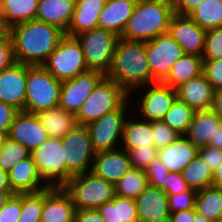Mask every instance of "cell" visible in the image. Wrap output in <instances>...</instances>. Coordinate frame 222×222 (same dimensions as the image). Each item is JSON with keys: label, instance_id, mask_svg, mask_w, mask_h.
Listing matches in <instances>:
<instances>
[{"label": "cell", "instance_id": "obj_40", "mask_svg": "<svg viewBox=\"0 0 222 222\" xmlns=\"http://www.w3.org/2000/svg\"><path fill=\"white\" fill-rule=\"evenodd\" d=\"M131 166L139 170H145L158 157V149L155 146L139 147L126 150Z\"/></svg>", "mask_w": 222, "mask_h": 222}, {"label": "cell", "instance_id": "obj_25", "mask_svg": "<svg viewBox=\"0 0 222 222\" xmlns=\"http://www.w3.org/2000/svg\"><path fill=\"white\" fill-rule=\"evenodd\" d=\"M76 0H39L35 20L56 26L66 33Z\"/></svg>", "mask_w": 222, "mask_h": 222}, {"label": "cell", "instance_id": "obj_15", "mask_svg": "<svg viewBox=\"0 0 222 222\" xmlns=\"http://www.w3.org/2000/svg\"><path fill=\"white\" fill-rule=\"evenodd\" d=\"M167 33L183 48L185 54L202 56L206 30L202 29L188 15L174 14Z\"/></svg>", "mask_w": 222, "mask_h": 222}, {"label": "cell", "instance_id": "obj_51", "mask_svg": "<svg viewBox=\"0 0 222 222\" xmlns=\"http://www.w3.org/2000/svg\"><path fill=\"white\" fill-rule=\"evenodd\" d=\"M174 14L189 15L197 6L205 0H170Z\"/></svg>", "mask_w": 222, "mask_h": 222}, {"label": "cell", "instance_id": "obj_6", "mask_svg": "<svg viewBox=\"0 0 222 222\" xmlns=\"http://www.w3.org/2000/svg\"><path fill=\"white\" fill-rule=\"evenodd\" d=\"M61 86L42 65H27L25 111L37 114L58 106Z\"/></svg>", "mask_w": 222, "mask_h": 222}, {"label": "cell", "instance_id": "obj_61", "mask_svg": "<svg viewBox=\"0 0 222 222\" xmlns=\"http://www.w3.org/2000/svg\"><path fill=\"white\" fill-rule=\"evenodd\" d=\"M193 222H213V221L206 219L204 216H201L196 213L193 218Z\"/></svg>", "mask_w": 222, "mask_h": 222}, {"label": "cell", "instance_id": "obj_1", "mask_svg": "<svg viewBox=\"0 0 222 222\" xmlns=\"http://www.w3.org/2000/svg\"><path fill=\"white\" fill-rule=\"evenodd\" d=\"M8 33L15 61L27 65H42L65 36L56 26L37 20L16 24Z\"/></svg>", "mask_w": 222, "mask_h": 222}, {"label": "cell", "instance_id": "obj_10", "mask_svg": "<svg viewBox=\"0 0 222 222\" xmlns=\"http://www.w3.org/2000/svg\"><path fill=\"white\" fill-rule=\"evenodd\" d=\"M75 38L82 47L88 70L99 71L106 75L119 36L112 31L98 27L85 31Z\"/></svg>", "mask_w": 222, "mask_h": 222}, {"label": "cell", "instance_id": "obj_60", "mask_svg": "<svg viewBox=\"0 0 222 222\" xmlns=\"http://www.w3.org/2000/svg\"><path fill=\"white\" fill-rule=\"evenodd\" d=\"M7 139H8V132L0 131V151L4 147V144Z\"/></svg>", "mask_w": 222, "mask_h": 222}, {"label": "cell", "instance_id": "obj_20", "mask_svg": "<svg viewBox=\"0 0 222 222\" xmlns=\"http://www.w3.org/2000/svg\"><path fill=\"white\" fill-rule=\"evenodd\" d=\"M75 211L72 198L63 187L43 190L41 222H74Z\"/></svg>", "mask_w": 222, "mask_h": 222}, {"label": "cell", "instance_id": "obj_34", "mask_svg": "<svg viewBox=\"0 0 222 222\" xmlns=\"http://www.w3.org/2000/svg\"><path fill=\"white\" fill-rule=\"evenodd\" d=\"M149 185L144 170L131 169L114 185L115 195L135 200Z\"/></svg>", "mask_w": 222, "mask_h": 222}, {"label": "cell", "instance_id": "obj_30", "mask_svg": "<svg viewBox=\"0 0 222 222\" xmlns=\"http://www.w3.org/2000/svg\"><path fill=\"white\" fill-rule=\"evenodd\" d=\"M201 74H203V58L197 55L185 54L173 64L162 83L175 89L180 84L188 82Z\"/></svg>", "mask_w": 222, "mask_h": 222}, {"label": "cell", "instance_id": "obj_22", "mask_svg": "<svg viewBox=\"0 0 222 222\" xmlns=\"http://www.w3.org/2000/svg\"><path fill=\"white\" fill-rule=\"evenodd\" d=\"M175 89L177 99L186 103L195 111L211 108L214 89L204 74L180 84Z\"/></svg>", "mask_w": 222, "mask_h": 222}, {"label": "cell", "instance_id": "obj_9", "mask_svg": "<svg viewBox=\"0 0 222 222\" xmlns=\"http://www.w3.org/2000/svg\"><path fill=\"white\" fill-rule=\"evenodd\" d=\"M135 93H137V95H135ZM134 96H138V100L137 98L135 99ZM132 97L134 98V101L131 99ZM129 98L132 100L131 104H134L132 109L135 110L133 112L135 115L138 113L137 117H141V119L150 122H157L162 121L164 115L170 110L174 101L177 99V96L176 89L171 88L162 82H156L133 90L129 94ZM136 104L139 107H137Z\"/></svg>", "mask_w": 222, "mask_h": 222}, {"label": "cell", "instance_id": "obj_49", "mask_svg": "<svg viewBox=\"0 0 222 222\" xmlns=\"http://www.w3.org/2000/svg\"><path fill=\"white\" fill-rule=\"evenodd\" d=\"M198 154L201 156L205 164L210 166L212 172L222 163V149L204 146L198 148Z\"/></svg>", "mask_w": 222, "mask_h": 222}, {"label": "cell", "instance_id": "obj_7", "mask_svg": "<svg viewBox=\"0 0 222 222\" xmlns=\"http://www.w3.org/2000/svg\"><path fill=\"white\" fill-rule=\"evenodd\" d=\"M42 66L58 81H66L88 70L82 47L75 37L64 36Z\"/></svg>", "mask_w": 222, "mask_h": 222}, {"label": "cell", "instance_id": "obj_8", "mask_svg": "<svg viewBox=\"0 0 222 222\" xmlns=\"http://www.w3.org/2000/svg\"><path fill=\"white\" fill-rule=\"evenodd\" d=\"M128 98L117 110L106 113L97 121L87 125L91 146L95 153L121 147L124 124L131 111Z\"/></svg>", "mask_w": 222, "mask_h": 222}, {"label": "cell", "instance_id": "obj_42", "mask_svg": "<svg viewBox=\"0 0 222 222\" xmlns=\"http://www.w3.org/2000/svg\"><path fill=\"white\" fill-rule=\"evenodd\" d=\"M154 146L159 150L171 144L180 134L163 121L152 122Z\"/></svg>", "mask_w": 222, "mask_h": 222}, {"label": "cell", "instance_id": "obj_53", "mask_svg": "<svg viewBox=\"0 0 222 222\" xmlns=\"http://www.w3.org/2000/svg\"><path fill=\"white\" fill-rule=\"evenodd\" d=\"M74 222H105L97 209H81L75 211Z\"/></svg>", "mask_w": 222, "mask_h": 222}, {"label": "cell", "instance_id": "obj_44", "mask_svg": "<svg viewBox=\"0 0 222 222\" xmlns=\"http://www.w3.org/2000/svg\"><path fill=\"white\" fill-rule=\"evenodd\" d=\"M112 201L118 205L119 222H139L133 199L115 195Z\"/></svg>", "mask_w": 222, "mask_h": 222}, {"label": "cell", "instance_id": "obj_28", "mask_svg": "<svg viewBox=\"0 0 222 222\" xmlns=\"http://www.w3.org/2000/svg\"><path fill=\"white\" fill-rule=\"evenodd\" d=\"M146 146H154L152 122L136 117L132 111L124 124L121 148L131 150Z\"/></svg>", "mask_w": 222, "mask_h": 222}, {"label": "cell", "instance_id": "obj_57", "mask_svg": "<svg viewBox=\"0 0 222 222\" xmlns=\"http://www.w3.org/2000/svg\"><path fill=\"white\" fill-rule=\"evenodd\" d=\"M209 146L217 149H222V124L216 130L214 140H210Z\"/></svg>", "mask_w": 222, "mask_h": 222}, {"label": "cell", "instance_id": "obj_27", "mask_svg": "<svg viewBox=\"0 0 222 222\" xmlns=\"http://www.w3.org/2000/svg\"><path fill=\"white\" fill-rule=\"evenodd\" d=\"M221 121L211 110L196 111L185 136L197 147L209 146Z\"/></svg>", "mask_w": 222, "mask_h": 222}, {"label": "cell", "instance_id": "obj_58", "mask_svg": "<svg viewBox=\"0 0 222 222\" xmlns=\"http://www.w3.org/2000/svg\"><path fill=\"white\" fill-rule=\"evenodd\" d=\"M0 191H12L9 185L8 173L0 169Z\"/></svg>", "mask_w": 222, "mask_h": 222}, {"label": "cell", "instance_id": "obj_32", "mask_svg": "<svg viewBox=\"0 0 222 222\" xmlns=\"http://www.w3.org/2000/svg\"><path fill=\"white\" fill-rule=\"evenodd\" d=\"M195 211L213 222H222V189L211 185L198 190Z\"/></svg>", "mask_w": 222, "mask_h": 222}, {"label": "cell", "instance_id": "obj_50", "mask_svg": "<svg viewBox=\"0 0 222 222\" xmlns=\"http://www.w3.org/2000/svg\"><path fill=\"white\" fill-rule=\"evenodd\" d=\"M19 112L15 107L0 101V131L8 132L12 121Z\"/></svg>", "mask_w": 222, "mask_h": 222}, {"label": "cell", "instance_id": "obj_3", "mask_svg": "<svg viewBox=\"0 0 222 222\" xmlns=\"http://www.w3.org/2000/svg\"><path fill=\"white\" fill-rule=\"evenodd\" d=\"M173 15L170 0H138L120 37L129 41H150L167 33Z\"/></svg>", "mask_w": 222, "mask_h": 222}, {"label": "cell", "instance_id": "obj_31", "mask_svg": "<svg viewBox=\"0 0 222 222\" xmlns=\"http://www.w3.org/2000/svg\"><path fill=\"white\" fill-rule=\"evenodd\" d=\"M39 0H0V16L4 25L10 27L35 20Z\"/></svg>", "mask_w": 222, "mask_h": 222}, {"label": "cell", "instance_id": "obj_36", "mask_svg": "<svg viewBox=\"0 0 222 222\" xmlns=\"http://www.w3.org/2000/svg\"><path fill=\"white\" fill-rule=\"evenodd\" d=\"M195 112L186 103L176 99L170 110L164 115L162 121L178 134L185 135Z\"/></svg>", "mask_w": 222, "mask_h": 222}, {"label": "cell", "instance_id": "obj_29", "mask_svg": "<svg viewBox=\"0 0 222 222\" xmlns=\"http://www.w3.org/2000/svg\"><path fill=\"white\" fill-rule=\"evenodd\" d=\"M44 129L52 138H63L76 125V115L65 111L59 105L37 113Z\"/></svg>", "mask_w": 222, "mask_h": 222}, {"label": "cell", "instance_id": "obj_59", "mask_svg": "<svg viewBox=\"0 0 222 222\" xmlns=\"http://www.w3.org/2000/svg\"><path fill=\"white\" fill-rule=\"evenodd\" d=\"M13 194L12 191H0V211Z\"/></svg>", "mask_w": 222, "mask_h": 222}, {"label": "cell", "instance_id": "obj_33", "mask_svg": "<svg viewBox=\"0 0 222 222\" xmlns=\"http://www.w3.org/2000/svg\"><path fill=\"white\" fill-rule=\"evenodd\" d=\"M188 16L206 31L222 27V0H205Z\"/></svg>", "mask_w": 222, "mask_h": 222}, {"label": "cell", "instance_id": "obj_16", "mask_svg": "<svg viewBox=\"0 0 222 222\" xmlns=\"http://www.w3.org/2000/svg\"><path fill=\"white\" fill-rule=\"evenodd\" d=\"M8 138L32 152L46 141L49 135L37 114L19 111L10 125Z\"/></svg>", "mask_w": 222, "mask_h": 222}, {"label": "cell", "instance_id": "obj_37", "mask_svg": "<svg viewBox=\"0 0 222 222\" xmlns=\"http://www.w3.org/2000/svg\"><path fill=\"white\" fill-rule=\"evenodd\" d=\"M43 190L35 193H21V215L18 222H41Z\"/></svg>", "mask_w": 222, "mask_h": 222}, {"label": "cell", "instance_id": "obj_41", "mask_svg": "<svg viewBox=\"0 0 222 222\" xmlns=\"http://www.w3.org/2000/svg\"><path fill=\"white\" fill-rule=\"evenodd\" d=\"M197 190L189 189L175 195L168 196V209L170 213L195 209Z\"/></svg>", "mask_w": 222, "mask_h": 222}, {"label": "cell", "instance_id": "obj_45", "mask_svg": "<svg viewBox=\"0 0 222 222\" xmlns=\"http://www.w3.org/2000/svg\"><path fill=\"white\" fill-rule=\"evenodd\" d=\"M203 74L214 90L222 89V59L203 61Z\"/></svg>", "mask_w": 222, "mask_h": 222}, {"label": "cell", "instance_id": "obj_4", "mask_svg": "<svg viewBox=\"0 0 222 222\" xmlns=\"http://www.w3.org/2000/svg\"><path fill=\"white\" fill-rule=\"evenodd\" d=\"M128 98L129 93L122 86L104 76L75 114L77 124L87 126L97 121L117 110Z\"/></svg>", "mask_w": 222, "mask_h": 222}, {"label": "cell", "instance_id": "obj_39", "mask_svg": "<svg viewBox=\"0 0 222 222\" xmlns=\"http://www.w3.org/2000/svg\"><path fill=\"white\" fill-rule=\"evenodd\" d=\"M203 61L222 59V27L206 31Z\"/></svg>", "mask_w": 222, "mask_h": 222}, {"label": "cell", "instance_id": "obj_55", "mask_svg": "<svg viewBox=\"0 0 222 222\" xmlns=\"http://www.w3.org/2000/svg\"><path fill=\"white\" fill-rule=\"evenodd\" d=\"M210 109L217 115L222 124V89L214 90L213 101Z\"/></svg>", "mask_w": 222, "mask_h": 222}, {"label": "cell", "instance_id": "obj_56", "mask_svg": "<svg viewBox=\"0 0 222 222\" xmlns=\"http://www.w3.org/2000/svg\"><path fill=\"white\" fill-rule=\"evenodd\" d=\"M212 186L222 189V163L213 171Z\"/></svg>", "mask_w": 222, "mask_h": 222}, {"label": "cell", "instance_id": "obj_38", "mask_svg": "<svg viewBox=\"0 0 222 222\" xmlns=\"http://www.w3.org/2000/svg\"><path fill=\"white\" fill-rule=\"evenodd\" d=\"M30 155L31 152L26 147L8 138L0 151V169L8 173L18 162Z\"/></svg>", "mask_w": 222, "mask_h": 222}, {"label": "cell", "instance_id": "obj_54", "mask_svg": "<svg viewBox=\"0 0 222 222\" xmlns=\"http://www.w3.org/2000/svg\"><path fill=\"white\" fill-rule=\"evenodd\" d=\"M195 214V209L170 213L169 222H193Z\"/></svg>", "mask_w": 222, "mask_h": 222}, {"label": "cell", "instance_id": "obj_48", "mask_svg": "<svg viewBox=\"0 0 222 222\" xmlns=\"http://www.w3.org/2000/svg\"><path fill=\"white\" fill-rule=\"evenodd\" d=\"M189 189L190 187L183 179L182 173L169 172L165 183V193L167 195L179 194Z\"/></svg>", "mask_w": 222, "mask_h": 222}, {"label": "cell", "instance_id": "obj_35", "mask_svg": "<svg viewBox=\"0 0 222 222\" xmlns=\"http://www.w3.org/2000/svg\"><path fill=\"white\" fill-rule=\"evenodd\" d=\"M183 179L194 190H201L212 185L213 172L198 154L183 170Z\"/></svg>", "mask_w": 222, "mask_h": 222}, {"label": "cell", "instance_id": "obj_11", "mask_svg": "<svg viewBox=\"0 0 222 222\" xmlns=\"http://www.w3.org/2000/svg\"><path fill=\"white\" fill-rule=\"evenodd\" d=\"M31 156L48 187H63L66 184V162L61 138L49 137L31 152Z\"/></svg>", "mask_w": 222, "mask_h": 222}, {"label": "cell", "instance_id": "obj_46", "mask_svg": "<svg viewBox=\"0 0 222 222\" xmlns=\"http://www.w3.org/2000/svg\"><path fill=\"white\" fill-rule=\"evenodd\" d=\"M21 215V193L13 194L0 211V222H18Z\"/></svg>", "mask_w": 222, "mask_h": 222}, {"label": "cell", "instance_id": "obj_23", "mask_svg": "<svg viewBox=\"0 0 222 222\" xmlns=\"http://www.w3.org/2000/svg\"><path fill=\"white\" fill-rule=\"evenodd\" d=\"M107 0H76L71 22L65 33L75 37L85 31L99 27L100 13Z\"/></svg>", "mask_w": 222, "mask_h": 222}, {"label": "cell", "instance_id": "obj_19", "mask_svg": "<svg viewBox=\"0 0 222 222\" xmlns=\"http://www.w3.org/2000/svg\"><path fill=\"white\" fill-rule=\"evenodd\" d=\"M134 201L139 222H169L168 196L162 189L148 185Z\"/></svg>", "mask_w": 222, "mask_h": 222}, {"label": "cell", "instance_id": "obj_52", "mask_svg": "<svg viewBox=\"0 0 222 222\" xmlns=\"http://www.w3.org/2000/svg\"><path fill=\"white\" fill-rule=\"evenodd\" d=\"M105 222H119L118 205L111 200L97 209Z\"/></svg>", "mask_w": 222, "mask_h": 222}, {"label": "cell", "instance_id": "obj_5", "mask_svg": "<svg viewBox=\"0 0 222 222\" xmlns=\"http://www.w3.org/2000/svg\"><path fill=\"white\" fill-rule=\"evenodd\" d=\"M63 188L71 196L75 210L98 209L115 196L114 184L92 171L72 176Z\"/></svg>", "mask_w": 222, "mask_h": 222}, {"label": "cell", "instance_id": "obj_26", "mask_svg": "<svg viewBox=\"0 0 222 222\" xmlns=\"http://www.w3.org/2000/svg\"><path fill=\"white\" fill-rule=\"evenodd\" d=\"M136 3L137 0H107L100 13L99 28L112 31L120 37Z\"/></svg>", "mask_w": 222, "mask_h": 222}, {"label": "cell", "instance_id": "obj_24", "mask_svg": "<svg viewBox=\"0 0 222 222\" xmlns=\"http://www.w3.org/2000/svg\"><path fill=\"white\" fill-rule=\"evenodd\" d=\"M197 155L198 148L185 135L158 150V157L169 172L181 173Z\"/></svg>", "mask_w": 222, "mask_h": 222}, {"label": "cell", "instance_id": "obj_21", "mask_svg": "<svg viewBox=\"0 0 222 222\" xmlns=\"http://www.w3.org/2000/svg\"><path fill=\"white\" fill-rule=\"evenodd\" d=\"M8 180L14 194L35 193L48 188L41 179L31 155L12 167L8 172Z\"/></svg>", "mask_w": 222, "mask_h": 222}, {"label": "cell", "instance_id": "obj_43", "mask_svg": "<svg viewBox=\"0 0 222 222\" xmlns=\"http://www.w3.org/2000/svg\"><path fill=\"white\" fill-rule=\"evenodd\" d=\"M144 171L148 177L149 185L162 189L165 192V183L169 171L160 158L157 157Z\"/></svg>", "mask_w": 222, "mask_h": 222}, {"label": "cell", "instance_id": "obj_14", "mask_svg": "<svg viewBox=\"0 0 222 222\" xmlns=\"http://www.w3.org/2000/svg\"><path fill=\"white\" fill-rule=\"evenodd\" d=\"M105 75L99 71H87L62 82L59 106L65 111L77 113L96 85Z\"/></svg>", "mask_w": 222, "mask_h": 222}, {"label": "cell", "instance_id": "obj_12", "mask_svg": "<svg viewBox=\"0 0 222 222\" xmlns=\"http://www.w3.org/2000/svg\"><path fill=\"white\" fill-rule=\"evenodd\" d=\"M66 162V183L77 174L91 171L95 152L87 126L77 124L62 138Z\"/></svg>", "mask_w": 222, "mask_h": 222}, {"label": "cell", "instance_id": "obj_18", "mask_svg": "<svg viewBox=\"0 0 222 222\" xmlns=\"http://www.w3.org/2000/svg\"><path fill=\"white\" fill-rule=\"evenodd\" d=\"M131 167L127 151L120 147L95 153L91 171L115 185Z\"/></svg>", "mask_w": 222, "mask_h": 222}, {"label": "cell", "instance_id": "obj_17", "mask_svg": "<svg viewBox=\"0 0 222 222\" xmlns=\"http://www.w3.org/2000/svg\"><path fill=\"white\" fill-rule=\"evenodd\" d=\"M27 64L15 62L0 72V101L25 111Z\"/></svg>", "mask_w": 222, "mask_h": 222}, {"label": "cell", "instance_id": "obj_47", "mask_svg": "<svg viewBox=\"0 0 222 222\" xmlns=\"http://www.w3.org/2000/svg\"><path fill=\"white\" fill-rule=\"evenodd\" d=\"M15 62L12 39L7 32L0 37V72L11 67Z\"/></svg>", "mask_w": 222, "mask_h": 222}, {"label": "cell", "instance_id": "obj_13", "mask_svg": "<svg viewBox=\"0 0 222 222\" xmlns=\"http://www.w3.org/2000/svg\"><path fill=\"white\" fill-rule=\"evenodd\" d=\"M183 48L168 33L146 42V56L150 73L156 82H162L173 64L184 56Z\"/></svg>", "mask_w": 222, "mask_h": 222}, {"label": "cell", "instance_id": "obj_2", "mask_svg": "<svg viewBox=\"0 0 222 222\" xmlns=\"http://www.w3.org/2000/svg\"><path fill=\"white\" fill-rule=\"evenodd\" d=\"M129 94L142 86L156 83L150 73L146 42L118 38L110 68L105 75Z\"/></svg>", "mask_w": 222, "mask_h": 222}, {"label": "cell", "instance_id": "obj_62", "mask_svg": "<svg viewBox=\"0 0 222 222\" xmlns=\"http://www.w3.org/2000/svg\"><path fill=\"white\" fill-rule=\"evenodd\" d=\"M8 32V28L4 25L2 17L0 16V37L4 36Z\"/></svg>", "mask_w": 222, "mask_h": 222}]
</instances>
